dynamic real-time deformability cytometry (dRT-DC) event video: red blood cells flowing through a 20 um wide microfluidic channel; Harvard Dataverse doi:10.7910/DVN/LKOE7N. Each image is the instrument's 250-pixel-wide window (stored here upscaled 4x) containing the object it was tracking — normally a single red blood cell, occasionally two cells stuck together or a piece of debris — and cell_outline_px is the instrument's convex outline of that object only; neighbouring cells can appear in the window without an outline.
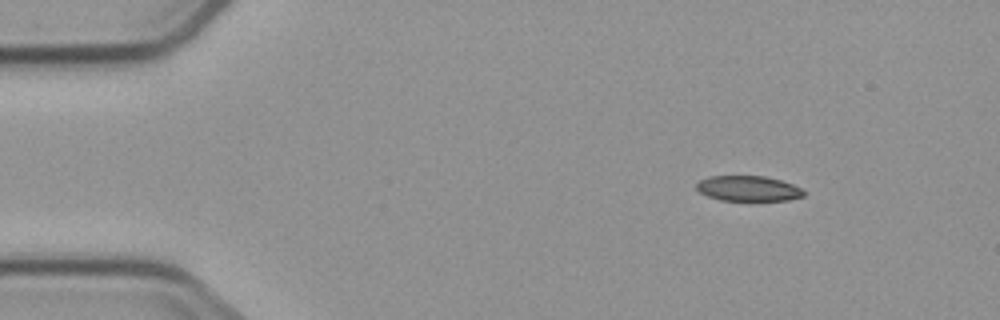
{"species": "common noctule bat (a hibernating species)", "species_latin": "Nyctalus noctula", "temperature_condition": "cold", "stored_images_in_passage": 3, "camera_frame_rate_fps": 3000, "um_per_image_px": 0.085, "animal": {"sex": "male", "body_mass_g": 23.1, "forearm_length_mm": 52.7}, "frame": {"image": 1, "passage_image": 1, "time_ms": 0.0, "image_size_px": [1000, 320], "cell_outline_px": [[804, 196], [788, 200], [748, 204], [720, 200], [708, 196], [700, 192], [696, 188], [696, 184], [700, 180], [708, 176], [764, 176], [780, 180], [792, 184], [800, 188], [804, 192]], "centroid_in_image_um": [63.6, 16.08], "position_along_channel_um": 21.4, "area_um2": 16.65}}